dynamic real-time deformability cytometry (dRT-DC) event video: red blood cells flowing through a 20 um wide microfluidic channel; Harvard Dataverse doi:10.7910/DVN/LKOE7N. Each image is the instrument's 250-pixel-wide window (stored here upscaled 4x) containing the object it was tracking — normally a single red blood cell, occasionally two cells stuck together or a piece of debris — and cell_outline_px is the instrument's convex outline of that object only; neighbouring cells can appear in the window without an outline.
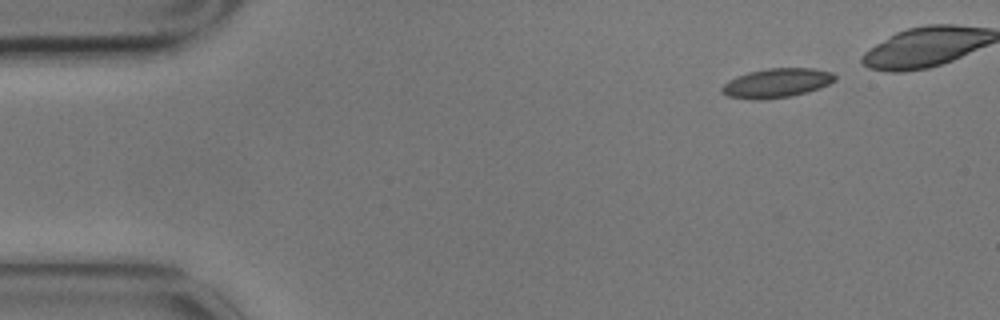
{"species": "common noctule bat (a hibernating species)", "species_latin": "Nyctalus noctula", "temperature_condition": "cold", "stored_images_in_passage": 5, "camera_frame_rate_fps": 3000, "um_per_image_px": 0.085, "animal": {"sex": "male", "body_mass_g": 17.9}, "frame": {"image": 1, "passage_image": 1, "time_ms": 0.0, "image_size_px": [1000, 320], "cell_outline_px": [[836, 80], [820, 88], [808, 92], [788, 96], [760, 100], [728, 96], [720, 92], [720, 88], [728, 80], [736, 76], [748, 72], [768, 68], [812, 68], [832, 72], [836, 76]], "centroid_in_image_um": [66.01, 7.05], "position_along_channel_um": 19.0, "area_um2": 19.25}}